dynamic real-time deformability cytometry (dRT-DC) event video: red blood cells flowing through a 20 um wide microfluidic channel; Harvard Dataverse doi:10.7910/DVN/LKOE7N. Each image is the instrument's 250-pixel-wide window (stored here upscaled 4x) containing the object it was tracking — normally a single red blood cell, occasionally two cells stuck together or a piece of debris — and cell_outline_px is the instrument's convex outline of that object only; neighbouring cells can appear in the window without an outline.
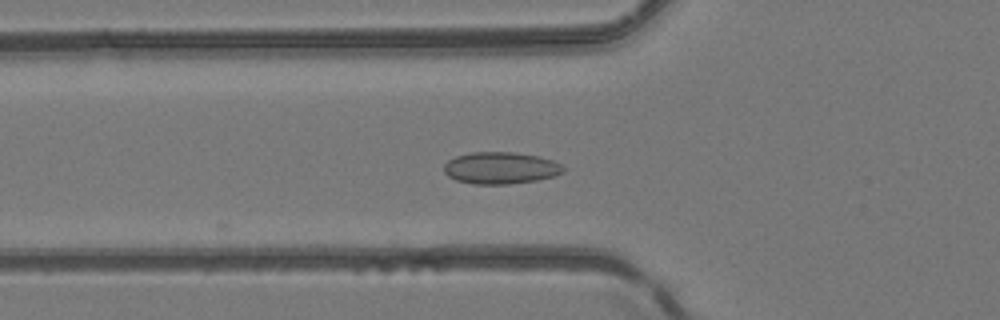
{"species": "common noctule bat (a hibernating species)", "species_latin": "Nyctalus noctula", "temperature_condition": "room temperature", "stored_images_in_passage": 4, "camera_frame_rate_fps": 3000, "um_per_image_px": 0.085, "animal": {"sex": "female", "body_mass_g": 24.6, "forearm_length_mm": 56.2}, "frame": {"image": 1, "passage_image": 4, "time_ms": 1.0, "image_size_px": [1000, 320], "cell_outline_px": [[564, 172], [552, 176], [536, 180], [508, 184], [472, 184], [456, 180], [448, 176], [444, 172], [444, 164], [448, 160], [456, 156], [472, 152], [512, 152], [540, 156], [552, 160], [560, 164], [564, 168]], "centroid_in_image_um": [42.53, 14.27], "position_along_channel_um": 83.3, "area_um2": 22.14}}